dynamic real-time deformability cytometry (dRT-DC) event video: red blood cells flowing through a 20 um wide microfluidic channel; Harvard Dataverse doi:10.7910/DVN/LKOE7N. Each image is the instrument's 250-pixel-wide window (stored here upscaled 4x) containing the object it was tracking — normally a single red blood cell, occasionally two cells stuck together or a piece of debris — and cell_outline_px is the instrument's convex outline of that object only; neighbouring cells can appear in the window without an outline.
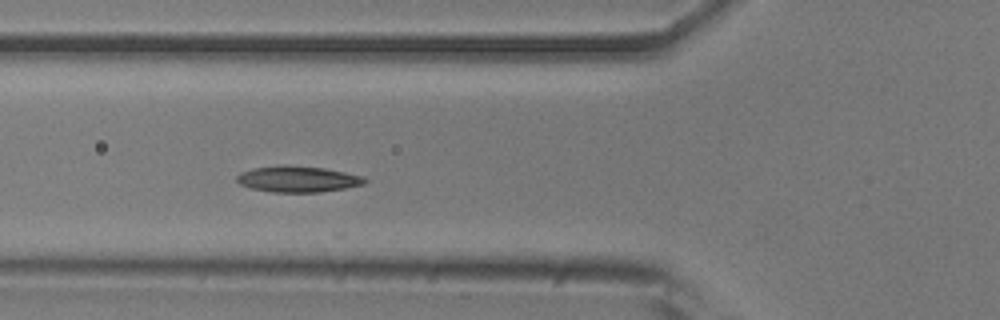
{"species": "common noctule bat (a hibernating species)", "species_latin": "Nyctalus noctula", "temperature_condition": "room temperature", "stored_images_in_passage": 13, "camera_frame_rate_fps": 3000, "um_per_image_px": 0.085, "animal": {"sex": "male", "body_mass_g": 20.5, "forearm_length_mm": 52.5}, "frame": {"image": 1, "passage_image": 6, "time_ms": 1.667, "image_size_px": [1000, 320], "cell_outline_px": [[368, 180], [364, 184], [344, 188], [320, 192], [272, 192], [252, 188], [240, 184], [236, 180], [236, 176], [240, 172], [252, 168], [324, 168], [364, 176]], "centroid_in_image_um": [25.35, 15.27], "position_along_channel_um": 100.4, "area_um2": 18.5}}
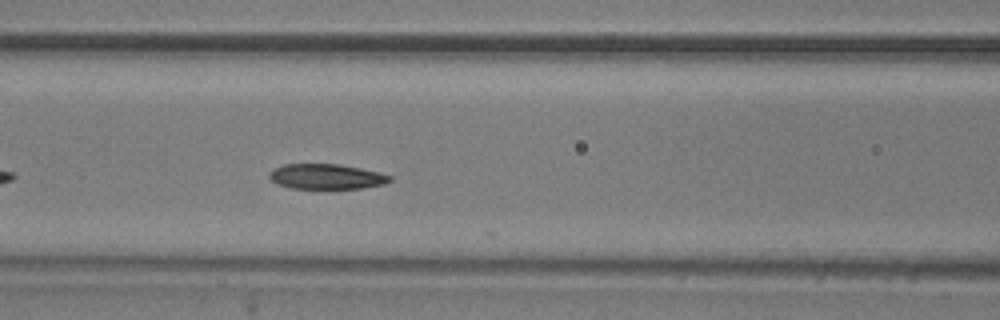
{"frame": {"image": 2, "passage_image": 9, "time_ms": 2.667, "image_size_px": [1000, 320], "cell_outline_px": [[392, 180], [384, 184], [364, 188], [292, 188], [276, 184], [268, 176], [268, 172], [272, 168], [284, 164], [340, 164], [380, 172], [392, 176]], "centroid_in_image_um": [27.73, 15.0], "position_along_channel_um": 138.9, "area_um2": 17.8}}
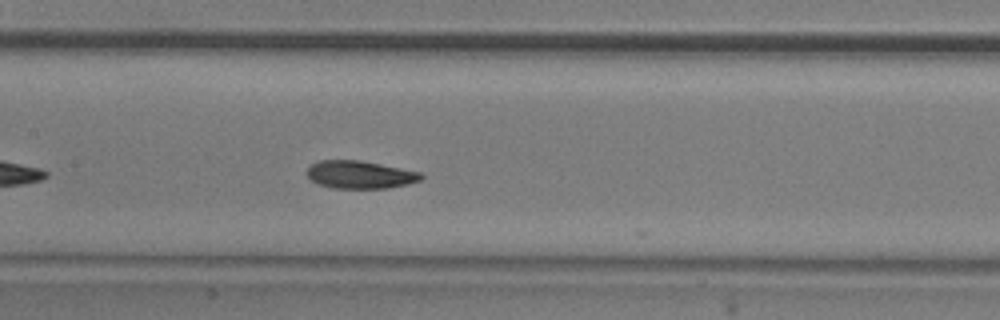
{"frame": {"image": 3, "passage_image": 12, "time_ms": 3.667, "image_size_px": [1000, 320], "cell_outline_px": [[424, 176], [420, 180], [408, 184], [388, 188], [332, 188], [316, 184], [304, 172], [312, 164], [320, 160], [360, 160], [420, 172]], "centroid_in_image_um": [30.57, 14.85], "position_along_channel_um": 176.8, "area_um2": 18.5}}